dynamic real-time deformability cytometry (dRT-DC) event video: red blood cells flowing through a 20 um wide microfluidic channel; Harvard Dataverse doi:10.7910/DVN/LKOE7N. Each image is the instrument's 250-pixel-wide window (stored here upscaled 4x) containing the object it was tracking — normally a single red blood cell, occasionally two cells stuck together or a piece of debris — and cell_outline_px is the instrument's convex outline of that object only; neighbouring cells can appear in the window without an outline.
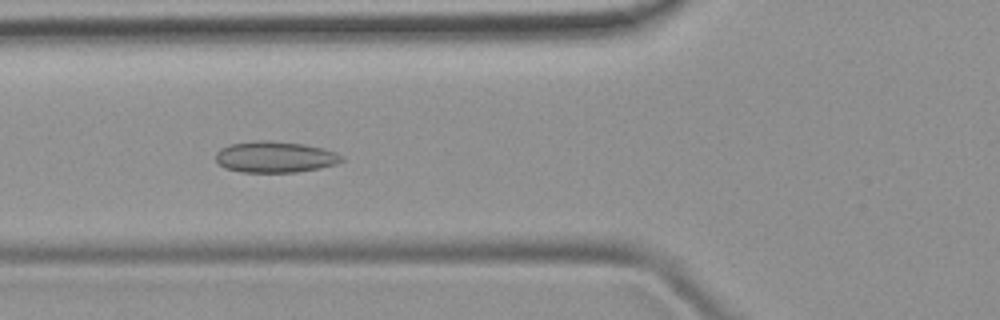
{"species": "common noctule bat (a hibernating species)", "species_latin": "Nyctalus noctula", "temperature_condition": "room temperature", "stored_images_in_passage": 42, "camera_frame_rate_fps": 3000, "um_per_image_px": 0.085, "animal": {"sex": "female", "body_mass_g": 19.9}, "frame": {"image": 1, "passage_image": 11, "time_ms": 3.333, "image_size_px": [1000, 320], "cell_outline_px": [[344, 160], [336, 164], [320, 168], [296, 172], [240, 172], [224, 168], [216, 160], [216, 152], [220, 148], [228, 144], [256, 140], [272, 140], [304, 144], [324, 148], [336, 152], [344, 156]], "centroid_in_image_um": [23.38, 13.33], "position_along_channel_um": 102.4, "area_um2": 23.24}}
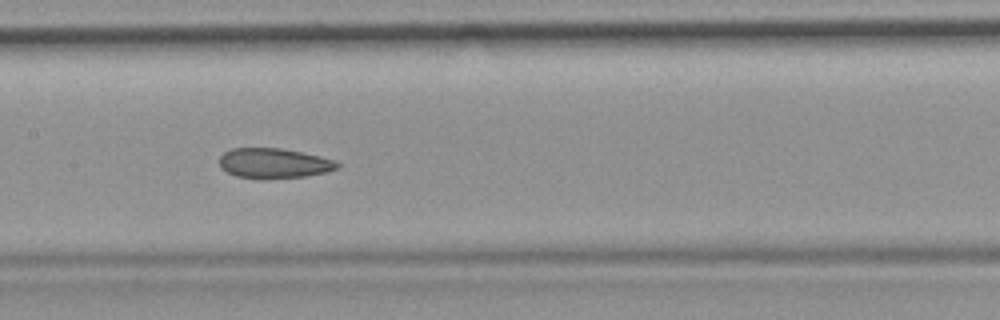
{"frame": {"image": 2, "passage_image": 17, "time_ms": 5.333, "image_size_px": [1000, 320], "cell_outline_px": [[340, 168], [328, 172], [308, 176], [236, 176], [220, 168], [220, 156], [224, 152], [232, 148], [280, 148], [320, 156], [336, 160], [340, 164]], "centroid_in_image_um": [23.34, 13.83], "position_along_channel_um": 184.1, "area_um2": 20.0}}
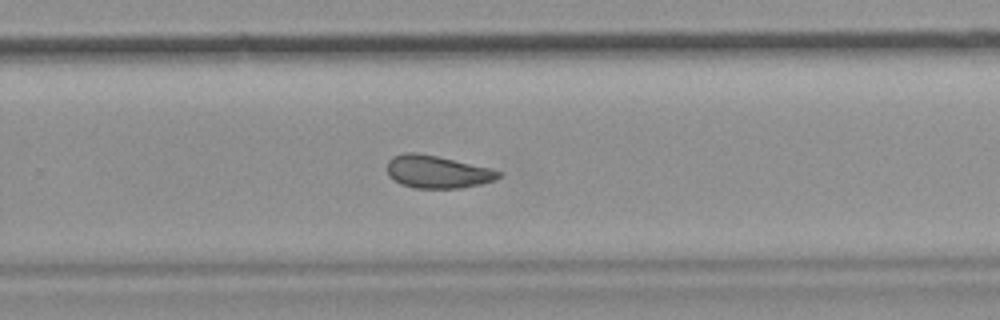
{"frame": {"image": 3, "passage_image": 25, "time_ms": 8.0, "image_size_px": [1000, 320], "cell_outline_px": [[504, 176], [496, 180], [480, 184], [460, 188], [416, 188], [400, 184], [388, 176], [388, 160], [392, 156], [404, 152], [416, 152], [436, 156], [488, 168], [504, 172]], "centroid_in_image_um": [37.17, 14.61], "position_along_channel_um": 292.6, "area_um2": 21.21}}